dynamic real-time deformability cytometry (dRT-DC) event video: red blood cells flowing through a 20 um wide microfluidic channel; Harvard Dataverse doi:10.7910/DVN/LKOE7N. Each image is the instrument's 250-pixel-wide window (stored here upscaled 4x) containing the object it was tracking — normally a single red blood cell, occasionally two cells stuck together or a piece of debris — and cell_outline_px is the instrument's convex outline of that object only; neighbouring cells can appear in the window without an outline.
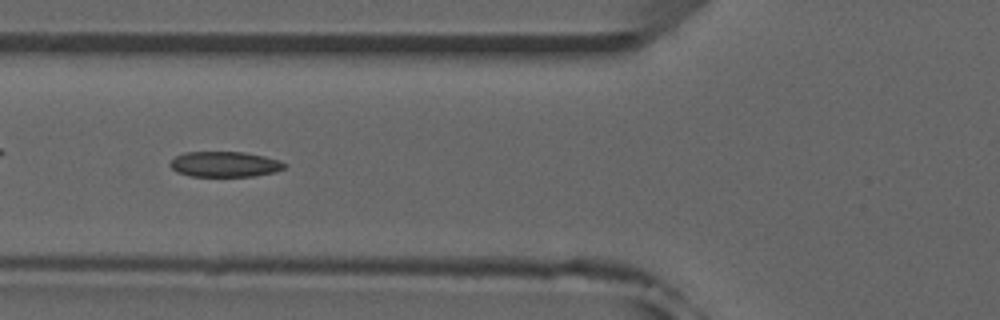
{"species": "common noctule bat (a hibernating species)", "species_latin": "Nyctalus noctula", "temperature_condition": "room temperature", "stored_images_in_passage": 29, "camera_frame_rate_fps": 3000, "um_per_image_px": 0.085, "animal": {"sex": "male", "forearm_length_mm": 52.5}, "frame": {"image": 1, "passage_image": 7, "time_ms": 2.0, "image_size_px": [1000, 320], "cell_outline_px": [[288, 164], [284, 168], [276, 172], [252, 176], [192, 176], [176, 172], [168, 164], [176, 156], [184, 152], [244, 152], [264, 156], [280, 160]], "centroid_in_image_um": [19.12, 13.96], "position_along_channel_um": 106.7, "area_um2": 16.99}}
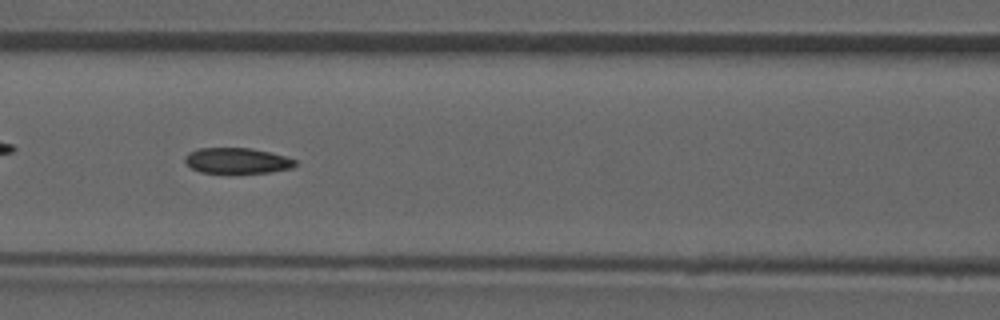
{"frame": {"image": 2, "passage_image": 10, "time_ms": 3.0, "image_size_px": [1000, 320], "cell_outline_px": [[296, 164], [292, 168], [268, 172], [200, 172], [192, 168], [184, 160], [184, 156], [188, 152], [200, 148], [252, 148], [284, 156], [296, 160]], "centroid_in_image_um": [20.13, 13.64], "position_along_channel_um": 146.5, "area_um2": 16.18}}